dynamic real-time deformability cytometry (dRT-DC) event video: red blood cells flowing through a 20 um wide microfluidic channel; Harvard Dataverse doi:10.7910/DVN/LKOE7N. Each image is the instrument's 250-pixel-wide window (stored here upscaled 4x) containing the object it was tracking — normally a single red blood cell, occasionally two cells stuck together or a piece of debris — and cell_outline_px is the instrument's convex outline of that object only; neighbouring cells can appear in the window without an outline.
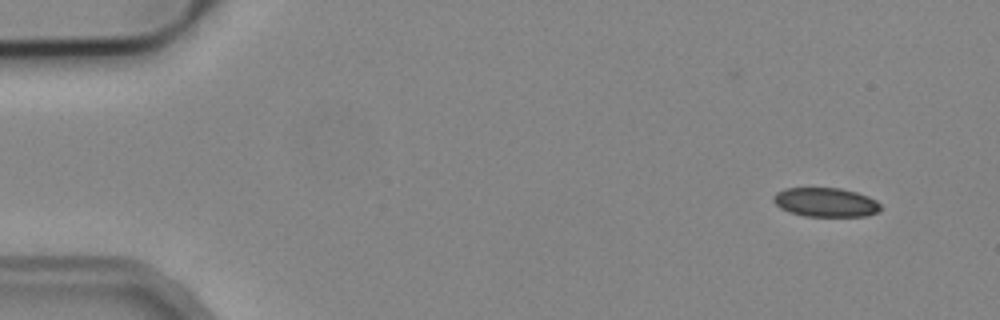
{"species": "common noctule bat (a hibernating species)", "species_latin": "Nyctalus noctula", "temperature_condition": "cold", "stored_images_in_passage": 4, "camera_frame_rate_fps": 3000, "um_per_image_px": 0.085, "animal": {"sex": "male", "body_mass_g": 19.2, "forearm_length_mm": 51.8}, "frame": {"image": 1, "passage_image": 1, "time_ms": 0.0, "image_size_px": [1000, 320], "cell_outline_px": [[880, 208], [876, 212], [868, 216], [804, 216], [788, 212], [780, 208], [772, 200], [772, 196], [776, 192], [784, 188], [840, 188], [856, 192], [868, 196], [876, 200], [880, 204]], "centroid_in_image_um": [70.14, 17.19], "position_along_channel_um": 14.9, "area_um2": 18.26}}
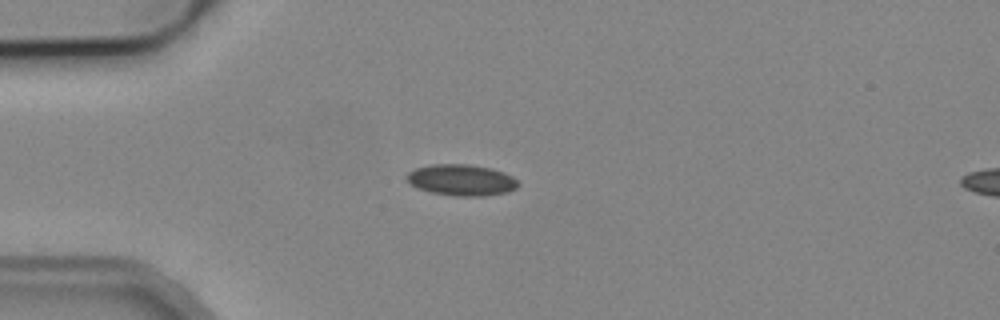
{"frame": {"image": 2, "passage_image": 4, "time_ms": 3.333, "image_size_px": [1000, 320], "cell_outline_px": [[520, 184], [516, 188], [508, 192], [484, 196], [456, 196], [432, 192], [416, 188], [408, 184], [404, 176], [408, 172], [416, 168], [432, 164], [468, 164], [492, 168], [504, 172], [512, 176]], "centroid_in_image_um": [39.2, 15.3], "position_along_channel_um": 45.8, "area_um2": 20.52}}